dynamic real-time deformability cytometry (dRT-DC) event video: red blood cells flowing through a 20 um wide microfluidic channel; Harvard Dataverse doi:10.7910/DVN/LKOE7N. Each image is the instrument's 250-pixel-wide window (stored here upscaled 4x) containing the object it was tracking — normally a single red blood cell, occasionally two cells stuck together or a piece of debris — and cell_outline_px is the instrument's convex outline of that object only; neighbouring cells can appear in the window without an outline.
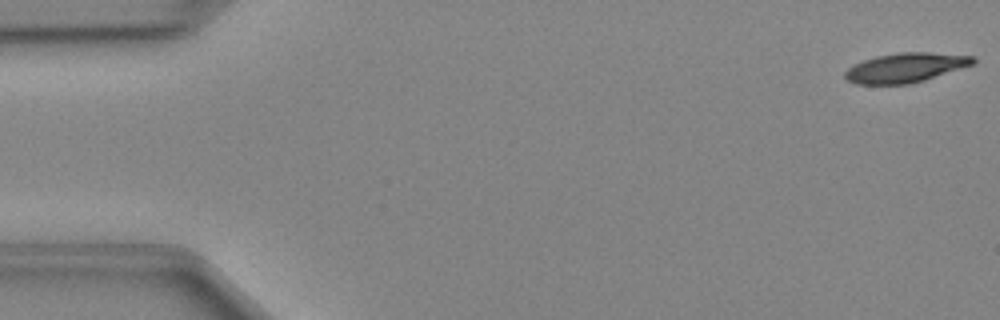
{"species": "Egyptian fruit bat (a non-hibernating species)", "species_latin": "Rousettus aegyptiacus", "temperature_condition": "cold", "stored_images_in_passage": 48, "camera_frame_rate_fps": 3000, "um_per_image_px": 0.085, "animal": {"sex": "female"}, "frame": {"image": 1, "passage_image": 1, "time_ms": 0.0, "image_size_px": [1000, 320], "cell_outline_px": [[976, 64], [924, 80], [908, 84], [856, 84], [848, 80], [844, 76], [844, 72], [848, 68], [864, 60], [876, 56], [900, 52], [928, 52], [976, 56]], "centroid_in_image_um": [77.02, 5.74], "position_along_channel_um": 8.0, "area_um2": 22.02}}
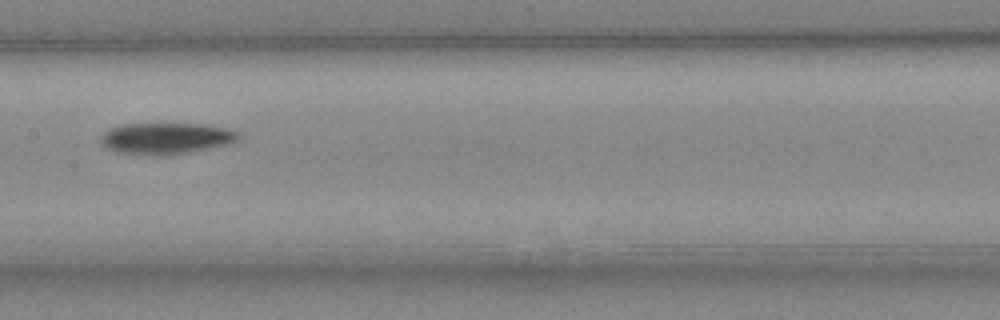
{"frame": {"image": 2, "passage_image": 24, "time_ms": 7.667, "image_size_px": [1000, 320], "cell_outline_px": [[240, 140], [228, 144], [192, 152], [168, 156], [148, 156], [116, 152], [100, 144], [100, 136], [108, 128], [120, 124], [160, 120], [208, 124], [228, 128], [240, 132]], "centroid_in_image_um": [14.1, 11.71], "position_along_channel_um": 193.3, "area_um2": 27.17}}
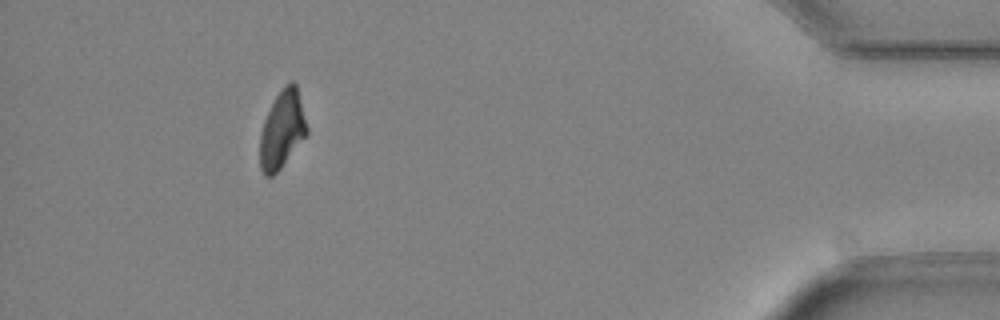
{"frame": {"image": 3, "passage_image": 44, "time_ms": 14.333, "image_size_px": [1000, 320], "cell_outline_px": [[308, 132], [280, 168], [272, 176], [264, 176], [260, 168], [260, 132], [264, 120], [276, 96], [284, 84], [292, 80], [296, 84], [308, 128]], "centroid_in_image_um": [23.97, 11.0], "position_along_channel_um": 411.2, "area_um2": 20.92}}